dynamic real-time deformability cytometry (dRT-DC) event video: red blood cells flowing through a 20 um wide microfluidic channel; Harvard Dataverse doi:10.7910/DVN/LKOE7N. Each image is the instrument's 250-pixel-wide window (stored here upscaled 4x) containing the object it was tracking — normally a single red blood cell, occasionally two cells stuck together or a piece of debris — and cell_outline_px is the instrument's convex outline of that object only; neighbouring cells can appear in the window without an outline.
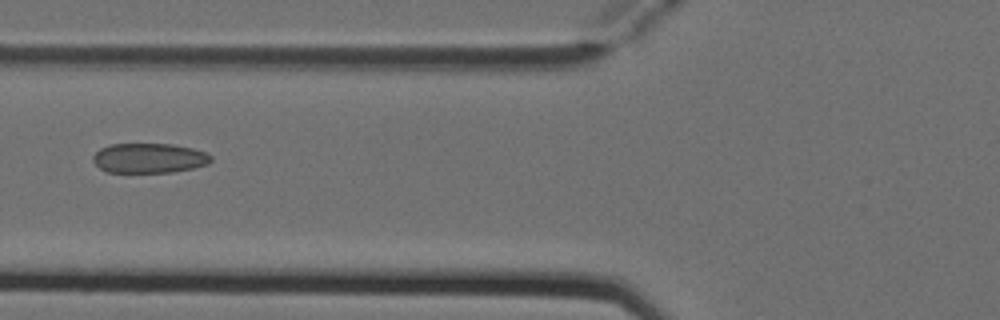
{"species": "Egyptian fruit bat (a non-hibernating species)", "species_latin": "Rousettus aegyptiacus", "temperature_condition": "cold", "stored_images_in_passage": 7, "camera_frame_rate_fps": 3000, "um_per_image_px": 0.085, "animal": {"sex": "female"}, "frame": {"image": 1, "passage_image": 6, "time_ms": 1.667, "image_size_px": [1000, 320], "cell_outline_px": [[212, 160], [208, 164], [192, 168], [172, 172], [108, 172], [100, 168], [92, 160], [92, 156], [100, 148], [112, 144], [172, 144], [192, 148], [204, 152], [212, 156]], "centroid_in_image_um": [12.67, 13.44], "position_along_channel_um": 113.1, "area_um2": 20.4}}
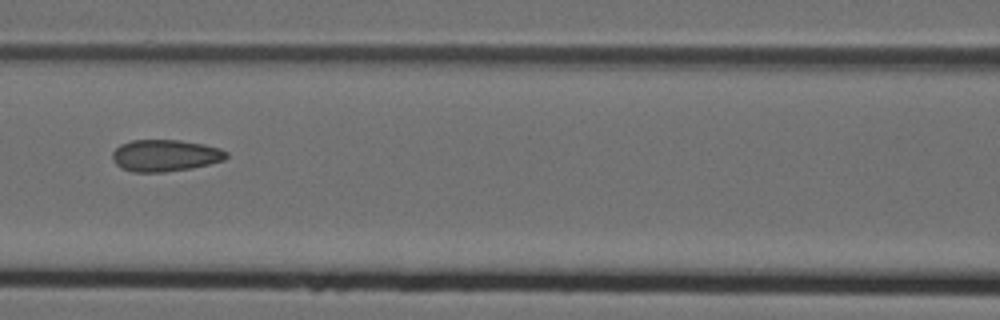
{"frame": {"image": 2, "passage_image": 7, "time_ms": 2.0, "image_size_px": [1000, 320], "cell_outline_px": [[228, 156], [224, 160], [192, 168], [164, 172], [132, 172], [120, 168], [112, 160], [112, 152], [120, 144], [132, 140], [180, 140], [204, 144], [220, 148], [228, 152]], "centroid_in_image_um": [14.02, 13.22], "position_along_channel_um": 152.6, "area_um2": 21.27}}